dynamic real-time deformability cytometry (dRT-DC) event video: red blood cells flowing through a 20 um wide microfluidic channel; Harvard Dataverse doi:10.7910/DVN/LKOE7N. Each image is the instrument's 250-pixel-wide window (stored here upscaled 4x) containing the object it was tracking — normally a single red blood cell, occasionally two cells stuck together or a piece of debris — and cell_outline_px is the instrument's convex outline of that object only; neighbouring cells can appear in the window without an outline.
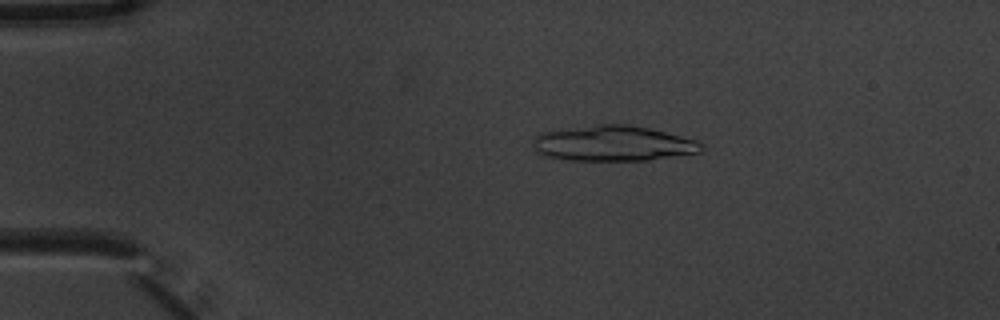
{"species": "common noctule bat (a hibernating species)", "species_latin": "Nyctalus noctula", "temperature_condition": "warm", "stored_images_in_passage": 4, "camera_frame_rate_fps": 3000, "um_per_image_px": 0.085, "animal": {"sex": "male", "body_mass_g": 20.1, "forearm_length_mm": 53.5}, "frame": {"image": 1, "passage_image": 3, "time_ms": 0.667, "image_size_px": [1000, 320], "cell_outline_px": [[704, 148], [700, 152], [648, 160], [568, 160], [548, 156], [536, 152], [532, 148], [532, 140], [536, 136], [544, 132], [596, 124], [628, 124], [648, 128], [696, 140], [704, 144]], "centroid_in_image_um": [52.11, 12.19], "position_along_channel_um": 32.9, "area_um2": 34.56}}